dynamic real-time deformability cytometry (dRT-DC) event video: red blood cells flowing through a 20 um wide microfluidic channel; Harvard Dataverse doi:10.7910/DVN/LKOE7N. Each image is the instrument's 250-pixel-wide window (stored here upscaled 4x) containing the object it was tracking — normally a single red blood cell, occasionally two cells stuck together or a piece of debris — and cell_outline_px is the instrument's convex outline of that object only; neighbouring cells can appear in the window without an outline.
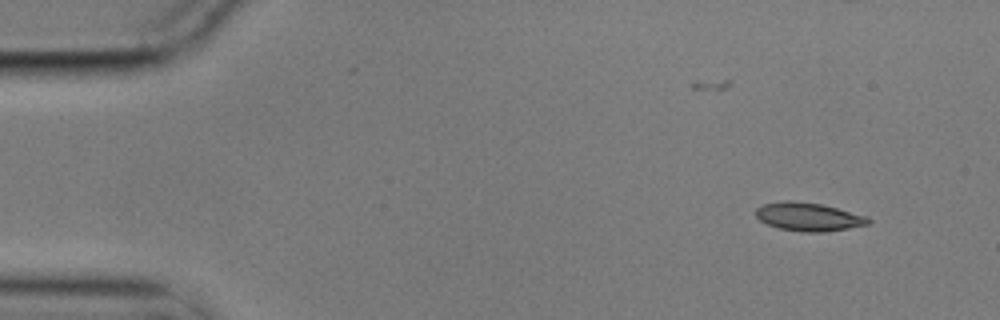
{"species": "common noctule bat (a hibernating species)", "species_latin": "Nyctalus noctula", "temperature_condition": "cold", "stored_images_in_passage": 3, "camera_frame_rate_fps": 3000, "um_per_image_px": 0.085, "animal": {"sex": "male", "body_mass_g": 17.9}, "frame": {"image": 1, "passage_image": 1, "time_ms": 0.0, "image_size_px": [1000, 320], "cell_outline_px": [[872, 220], [868, 224], [848, 228], [824, 232], [804, 232], [780, 228], [768, 224], [760, 220], [756, 216], [756, 208], [764, 204], [784, 200], [792, 200], [820, 204], [868, 216]], "centroid_in_image_um": [68.73, 18.42], "position_along_channel_um": 16.3, "area_um2": 18.44}}